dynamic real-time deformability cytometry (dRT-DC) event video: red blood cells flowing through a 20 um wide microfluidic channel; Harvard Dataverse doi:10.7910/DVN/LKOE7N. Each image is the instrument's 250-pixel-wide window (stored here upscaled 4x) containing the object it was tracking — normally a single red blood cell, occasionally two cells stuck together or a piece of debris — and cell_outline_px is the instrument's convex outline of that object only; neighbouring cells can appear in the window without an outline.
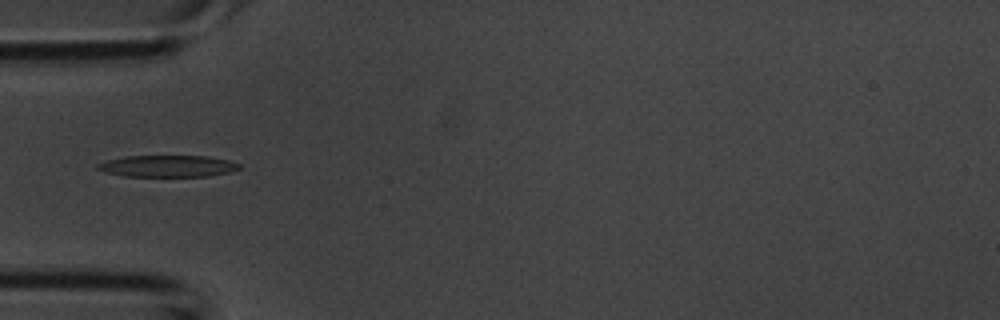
{"species": "common noctule bat (a hibernating species)", "species_latin": "Nyctalus noctula", "temperature_condition": "room temperature", "stored_images_in_passage": 2, "camera_frame_rate_fps": 3000, "um_per_image_px": 0.085, "animal": {"sex": "male", "body_mass_g": 20.1, "forearm_length_mm": 53.5}, "frame": {"image": 1, "passage_image": 2, "time_ms": 0.333, "image_size_px": [1000, 320], "cell_outline_px": [[240, 168], [228, 172], [208, 176], [124, 176], [104, 172], [96, 168], [96, 164], [108, 160], [124, 156], [208, 156], [228, 160], [240, 164]], "centroid_in_image_um": [14.22, 14.11], "position_along_channel_um": 70.8, "area_um2": 17.8}}